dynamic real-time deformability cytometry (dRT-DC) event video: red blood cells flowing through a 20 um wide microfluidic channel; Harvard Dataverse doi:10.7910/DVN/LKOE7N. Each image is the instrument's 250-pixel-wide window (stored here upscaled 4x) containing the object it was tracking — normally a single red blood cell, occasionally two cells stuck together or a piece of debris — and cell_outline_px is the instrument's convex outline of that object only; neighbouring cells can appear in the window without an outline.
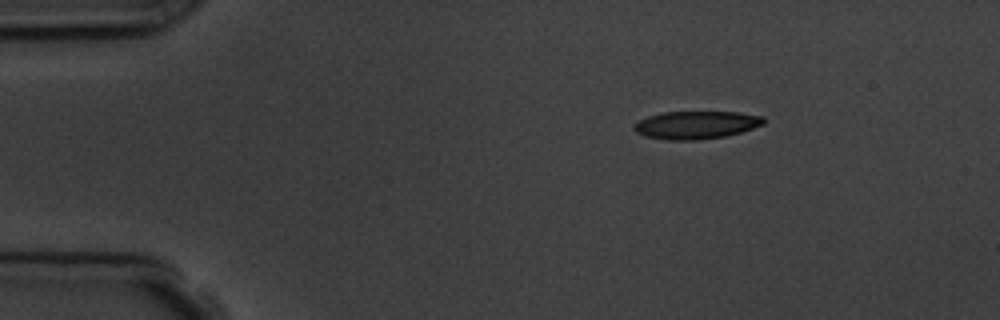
{"species": "common noctule bat (a hibernating species)", "species_latin": "Nyctalus noctula", "temperature_condition": "room temperature", "stored_images_in_passage": 2, "camera_frame_rate_fps": 3000, "um_per_image_px": 0.085, "animal": {"sex": "male", "body_mass_g": 19.5, "forearm_length_mm": 54.6}, "frame": {"image": 1, "passage_image": 1, "time_ms": 0.0, "image_size_px": [1000, 320], "cell_outline_px": [[764, 124], [740, 132], [724, 136], [696, 140], [668, 140], [644, 136], [636, 132], [632, 128], [632, 124], [648, 116], [664, 112], [740, 112], [764, 116]], "centroid_in_image_um": [59.14, 10.62], "position_along_channel_um": 25.9, "area_um2": 21.04}}